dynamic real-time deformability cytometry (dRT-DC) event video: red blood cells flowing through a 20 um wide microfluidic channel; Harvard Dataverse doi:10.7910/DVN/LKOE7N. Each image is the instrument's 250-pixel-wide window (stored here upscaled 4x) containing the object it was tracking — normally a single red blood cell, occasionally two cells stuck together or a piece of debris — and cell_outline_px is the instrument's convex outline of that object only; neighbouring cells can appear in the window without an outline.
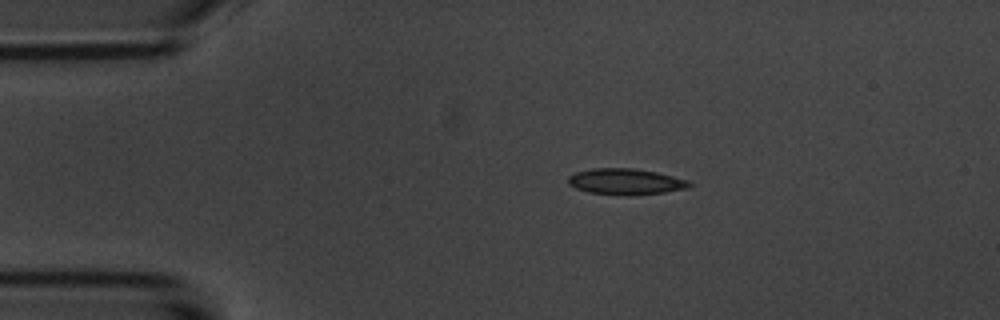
{"species": "common noctule bat (a hibernating species)", "species_latin": "Nyctalus noctula", "temperature_condition": "room temperature", "stored_images_in_passage": 3, "camera_frame_rate_fps": 3000, "um_per_image_px": 0.085, "animal": {"sex": "male", "body_mass_g": 20.1, "forearm_length_mm": 53.5}, "frame": {"image": 1, "passage_image": 1, "time_ms": 0.0, "image_size_px": [1000, 320], "cell_outline_px": [[692, 184], [688, 188], [664, 192], [628, 196], [588, 192], [576, 188], [568, 184], [568, 176], [576, 172], [592, 168], [632, 168], [656, 172], [688, 180]], "centroid_in_image_um": [53.16, 15.44], "position_along_channel_um": 31.8, "area_um2": 18.38}}
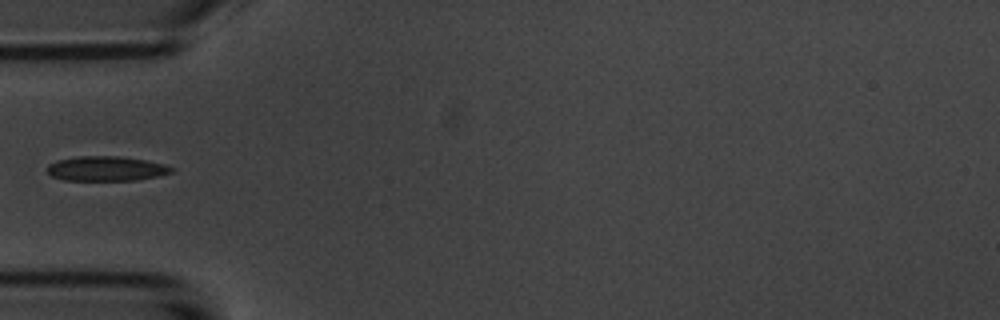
{"frame": {"image": 2, "passage_image": 3, "time_ms": 2.333, "image_size_px": [1000, 320], "cell_outline_px": [[172, 172], [160, 176], [136, 180], [64, 180], [52, 176], [48, 172], [48, 164], [56, 160], [80, 156], [120, 156], [144, 160], [164, 164], [172, 168]], "centroid_in_image_um": [9.02, 14.33], "position_along_channel_um": 76.0, "area_um2": 17.8}}